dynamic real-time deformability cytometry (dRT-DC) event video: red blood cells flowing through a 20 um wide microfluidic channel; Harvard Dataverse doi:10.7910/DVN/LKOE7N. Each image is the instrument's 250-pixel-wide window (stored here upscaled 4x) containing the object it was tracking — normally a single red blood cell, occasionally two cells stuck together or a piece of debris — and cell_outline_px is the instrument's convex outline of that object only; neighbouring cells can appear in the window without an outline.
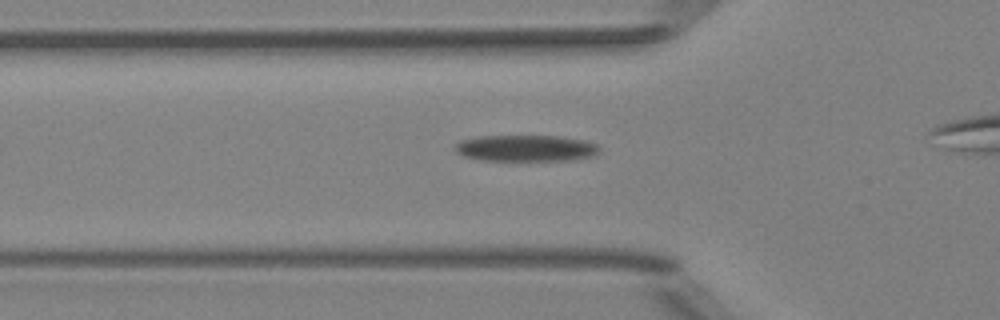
{"species": "Egyptian fruit bat (a non-hibernating species)", "species_latin": "Rousettus aegyptiacus", "temperature_condition": "room temperature", "stored_images_in_passage": 35, "camera_frame_rate_fps": 3000, "um_per_image_px": 0.085, "animal": {"sex": "female"}, "frame": {"image": 1, "passage_image": 10, "time_ms": 3.0, "image_size_px": [1000, 320], "cell_outline_px": [[600, 152], [596, 156], [572, 160], [480, 160], [464, 156], [456, 152], [456, 144], [460, 140], [480, 136], [556, 136], [584, 140], [596, 144], [600, 148]], "centroid_in_image_um": [44.74, 12.6], "position_along_channel_um": 81.1, "area_um2": 22.2}}
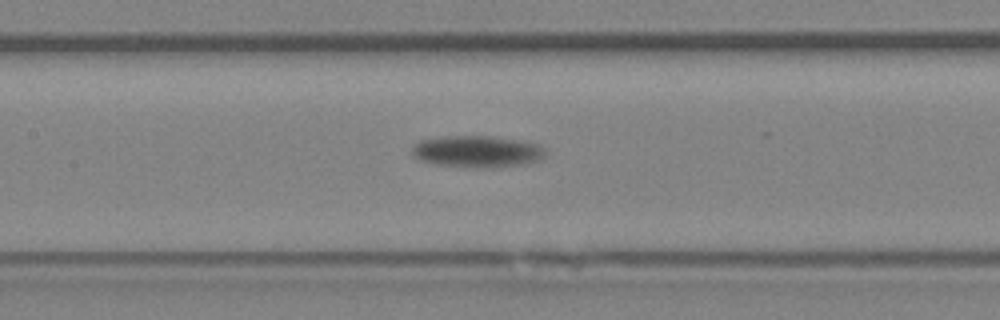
{"frame": {"image": 2, "passage_image": 17, "time_ms": 5.333, "image_size_px": [1000, 320], "cell_outline_px": [[544, 156], [540, 160], [524, 164], [484, 168], [436, 164], [420, 160], [412, 156], [412, 144], [420, 140], [444, 136], [492, 136], [540, 144], [544, 148]], "centroid_in_image_um": [40.53, 12.87], "position_along_channel_um": 166.9, "area_um2": 24.62}}
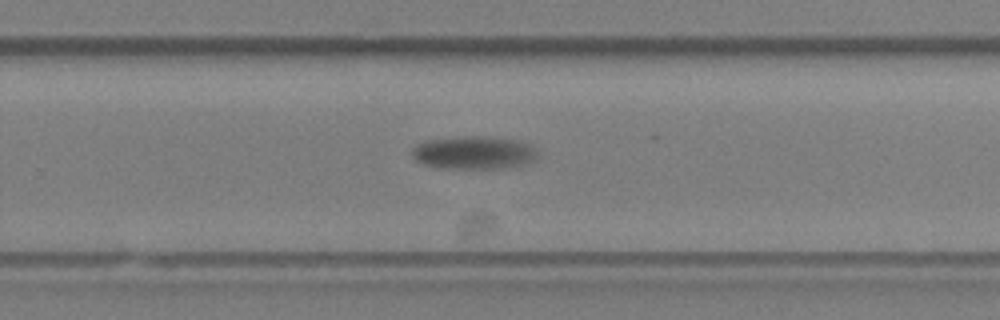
{"frame": {"image": 3, "passage_image": 27, "time_ms": 8.667, "image_size_px": [1000, 320], "cell_outline_px": [[536, 156], [532, 160], [524, 164], [500, 168], [440, 168], [424, 164], [416, 160], [412, 156], [412, 148], [416, 144], [424, 140], [472, 136], [480, 136], [516, 140], [528, 144], [536, 152]], "centroid_in_image_um": [40.2, 12.97], "position_along_channel_um": 289.6, "area_um2": 23.76}}